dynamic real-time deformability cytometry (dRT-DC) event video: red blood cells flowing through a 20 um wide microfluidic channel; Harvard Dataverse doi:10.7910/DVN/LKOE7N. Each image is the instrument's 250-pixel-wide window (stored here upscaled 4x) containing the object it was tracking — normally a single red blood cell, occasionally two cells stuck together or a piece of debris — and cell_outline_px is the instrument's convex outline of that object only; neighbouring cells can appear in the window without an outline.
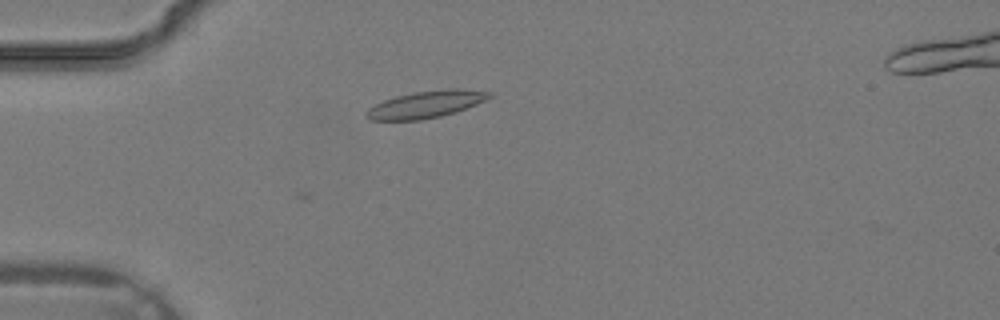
{"species": "common noctule bat (a hibernating species)", "species_latin": "Nyctalus noctula", "temperature_condition": "warm", "stored_images_in_passage": 4, "camera_frame_rate_fps": 3000, "um_per_image_px": 0.085, "animal": {"sex": "male", "body_mass_g": 19.2, "forearm_length_mm": 51.8}, "frame": {"image": 1, "passage_image": 4, "time_ms": 1.0, "image_size_px": [1000, 320], "cell_outline_px": [[492, 96], [488, 100], [456, 112], [440, 116], [420, 120], [368, 120], [364, 116], [364, 112], [368, 108], [384, 100], [396, 96], [412, 92], [448, 88], [456, 88], [492, 92]], "centroid_in_image_um": [36.21, 8.87], "position_along_channel_um": 48.8, "area_um2": 19.59}}